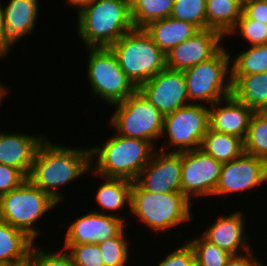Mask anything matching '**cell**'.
Segmentation results:
<instances>
[{
	"mask_svg": "<svg viewBox=\"0 0 267 266\" xmlns=\"http://www.w3.org/2000/svg\"><path fill=\"white\" fill-rule=\"evenodd\" d=\"M90 147H70L54 143L47 137L38 147L27 179L49 194L57 203L63 201L61 189L70 186L91 170ZM61 188V189H60Z\"/></svg>",
	"mask_w": 267,
	"mask_h": 266,
	"instance_id": "cell-1",
	"label": "cell"
},
{
	"mask_svg": "<svg viewBox=\"0 0 267 266\" xmlns=\"http://www.w3.org/2000/svg\"><path fill=\"white\" fill-rule=\"evenodd\" d=\"M113 134L104 144L90 147V173L134 182L151 161L156 147L149 141Z\"/></svg>",
	"mask_w": 267,
	"mask_h": 266,
	"instance_id": "cell-2",
	"label": "cell"
},
{
	"mask_svg": "<svg viewBox=\"0 0 267 266\" xmlns=\"http://www.w3.org/2000/svg\"><path fill=\"white\" fill-rule=\"evenodd\" d=\"M77 13V38L86 47H110L134 27L130 0H93Z\"/></svg>",
	"mask_w": 267,
	"mask_h": 266,
	"instance_id": "cell-3",
	"label": "cell"
},
{
	"mask_svg": "<svg viewBox=\"0 0 267 266\" xmlns=\"http://www.w3.org/2000/svg\"><path fill=\"white\" fill-rule=\"evenodd\" d=\"M191 204L194 203L182 192L156 194L144 190L136 181L132 184L130 215L155 233L191 222Z\"/></svg>",
	"mask_w": 267,
	"mask_h": 266,
	"instance_id": "cell-4",
	"label": "cell"
},
{
	"mask_svg": "<svg viewBox=\"0 0 267 266\" xmlns=\"http://www.w3.org/2000/svg\"><path fill=\"white\" fill-rule=\"evenodd\" d=\"M110 48L137 89L166 68V55L144 28H133Z\"/></svg>",
	"mask_w": 267,
	"mask_h": 266,
	"instance_id": "cell-5",
	"label": "cell"
},
{
	"mask_svg": "<svg viewBox=\"0 0 267 266\" xmlns=\"http://www.w3.org/2000/svg\"><path fill=\"white\" fill-rule=\"evenodd\" d=\"M228 50L223 46L208 60L183 71L190 104L209 106L232 94L233 56Z\"/></svg>",
	"mask_w": 267,
	"mask_h": 266,
	"instance_id": "cell-6",
	"label": "cell"
},
{
	"mask_svg": "<svg viewBox=\"0 0 267 266\" xmlns=\"http://www.w3.org/2000/svg\"><path fill=\"white\" fill-rule=\"evenodd\" d=\"M57 204L49 194L27 179L18 188L0 197V220L22 230L37 241L42 232L35 223L58 206Z\"/></svg>",
	"mask_w": 267,
	"mask_h": 266,
	"instance_id": "cell-7",
	"label": "cell"
},
{
	"mask_svg": "<svg viewBox=\"0 0 267 266\" xmlns=\"http://www.w3.org/2000/svg\"><path fill=\"white\" fill-rule=\"evenodd\" d=\"M88 52L87 79L91 93L113 105L124 101L137 88L121 69L118 59L110 47H85Z\"/></svg>",
	"mask_w": 267,
	"mask_h": 266,
	"instance_id": "cell-8",
	"label": "cell"
},
{
	"mask_svg": "<svg viewBox=\"0 0 267 266\" xmlns=\"http://www.w3.org/2000/svg\"><path fill=\"white\" fill-rule=\"evenodd\" d=\"M110 125L117 134L154 143L161 139L164 115L137 89L122 102L111 105Z\"/></svg>",
	"mask_w": 267,
	"mask_h": 266,
	"instance_id": "cell-9",
	"label": "cell"
},
{
	"mask_svg": "<svg viewBox=\"0 0 267 266\" xmlns=\"http://www.w3.org/2000/svg\"><path fill=\"white\" fill-rule=\"evenodd\" d=\"M209 127L208 106L191 103L180 107L164 116L161 138L164 135L167 138L163 141L166 146L162 143L159 150L167 151L168 148V152H184L198 149Z\"/></svg>",
	"mask_w": 267,
	"mask_h": 266,
	"instance_id": "cell-10",
	"label": "cell"
},
{
	"mask_svg": "<svg viewBox=\"0 0 267 266\" xmlns=\"http://www.w3.org/2000/svg\"><path fill=\"white\" fill-rule=\"evenodd\" d=\"M222 163L200 148L182 152L181 192L191 198L214 197Z\"/></svg>",
	"mask_w": 267,
	"mask_h": 266,
	"instance_id": "cell-11",
	"label": "cell"
},
{
	"mask_svg": "<svg viewBox=\"0 0 267 266\" xmlns=\"http://www.w3.org/2000/svg\"><path fill=\"white\" fill-rule=\"evenodd\" d=\"M264 184H267V162L244 153L233 161L222 163L214 196L224 198L233 193L250 192Z\"/></svg>",
	"mask_w": 267,
	"mask_h": 266,
	"instance_id": "cell-12",
	"label": "cell"
},
{
	"mask_svg": "<svg viewBox=\"0 0 267 266\" xmlns=\"http://www.w3.org/2000/svg\"><path fill=\"white\" fill-rule=\"evenodd\" d=\"M138 90L164 116L190 104L183 71L165 68Z\"/></svg>",
	"mask_w": 267,
	"mask_h": 266,
	"instance_id": "cell-13",
	"label": "cell"
},
{
	"mask_svg": "<svg viewBox=\"0 0 267 266\" xmlns=\"http://www.w3.org/2000/svg\"><path fill=\"white\" fill-rule=\"evenodd\" d=\"M182 152L155 150L136 182L156 194L181 192Z\"/></svg>",
	"mask_w": 267,
	"mask_h": 266,
	"instance_id": "cell-14",
	"label": "cell"
},
{
	"mask_svg": "<svg viewBox=\"0 0 267 266\" xmlns=\"http://www.w3.org/2000/svg\"><path fill=\"white\" fill-rule=\"evenodd\" d=\"M77 217L69 223L64 245L97 244L117 236L128 226L127 224H130L124 220L125 217H115L96 211Z\"/></svg>",
	"mask_w": 267,
	"mask_h": 266,
	"instance_id": "cell-15",
	"label": "cell"
},
{
	"mask_svg": "<svg viewBox=\"0 0 267 266\" xmlns=\"http://www.w3.org/2000/svg\"><path fill=\"white\" fill-rule=\"evenodd\" d=\"M223 38L225 37L215 30H199L166 54V68L184 71L208 60L224 46Z\"/></svg>",
	"mask_w": 267,
	"mask_h": 266,
	"instance_id": "cell-16",
	"label": "cell"
},
{
	"mask_svg": "<svg viewBox=\"0 0 267 266\" xmlns=\"http://www.w3.org/2000/svg\"><path fill=\"white\" fill-rule=\"evenodd\" d=\"M245 213L233 211L226 216H220L216 222L201 235L210 243L217 245L219 248L227 251L231 255H240L252 249L250 246L251 237L245 234L246 225ZM245 230V231H244ZM248 237V238H247ZM242 251V252H241Z\"/></svg>",
	"mask_w": 267,
	"mask_h": 266,
	"instance_id": "cell-17",
	"label": "cell"
},
{
	"mask_svg": "<svg viewBox=\"0 0 267 266\" xmlns=\"http://www.w3.org/2000/svg\"><path fill=\"white\" fill-rule=\"evenodd\" d=\"M45 138L42 135L0 131V163L18 169L27 178L36 151Z\"/></svg>",
	"mask_w": 267,
	"mask_h": 266,
	"instance_id": "cell-18",
	"label": "cell"
},
{
	"mask_svg": "<svg viewBox=\"0 0 267 266\" xmlns=\"http://www.w3.org/2000/svg\"><path fill=\"white\" fill-rule=\"evenodd\" d=\"M253 113L231 94L209 106L210 128L245 140Z\"/></svg>",
	"mask_w": 267,
	"mask_h": 266,
	"instance_id": "cell-19",
	"label": "cell"
},
{
	"mask_svg": "<svg viewBox=\"0 0 267 266\" xmlns=\"http://www.w3.org/2000/svg\"><path fill=\"white\" fill-rule=\"evenodd\" d=\"M39 0H9L3 4L6 38L15 46L23 37L35 31L39 12Z\"/></svg>",
	"mask_w": 267,
	"mask_h": 266,
	"instance_id": "cell-20",
	"label": "cell"
},
{
	"mask_svg": "<svg viewBox=\"0 0 267 266\" xmlns=\"http://www.w3.org/2000/svg\"><path fill=\"white\" fill-rule=\"evenodd\" d=\"M144 30L165 55L199 31L192 23L171 16L150 22L144 27Z\"/></svg>",
	"mask_w": 267,
	"mask_h": 266,
	"instance_id": "cell-21",
	"label": "cell"
},
{
	"mask_svg": "<svg viewBox=\"0 0 267 266\" xmlns=\"http://www.w3.org/2000/svg\"><path fill=\"white\" fill-rule=\"evenodd\" d=\"M103 179L102 184L98 186L94 201L100 206V211L93 209L101 214H108L119 217V211L129 208L131 211V190L133 182L123 178H106L99 176ZM105 181V182H104ZM102 209H105L101 211ZM119 210V211H118ZM108 211V212H107ZM118 211V213L116 212ZM110 212V213H109Z\"/></svg>",
	"mask_w": 267,
	"mask_h": 266,
	"instance_id": "cell-22",
	"label": "cell"
},
{
	"mask_svg": "<svg viewBox=\"0 0 267 266\" xmlns=\"http://www.w3.org/2000/svg\"><path fill=\"white\" fill-rule=\"evenodd\" d=\"M232 95L251 108L263 112L267 108V72L231 75Z\"/></svg>",
	"mask_w": 267,
	"mask_h": 266,
	"instance_id": "cell-23",
	"label": "cell"
},
{
	"mask_svg": "<svg viewBox=\"0 0 267 266\" xmlns=\"http://www.w3.org/2000/svg\"><path fill=\"white\" fill-rule=\"evenodd\" d=\"M243 7L234 0H206V29L224 37L236 27Z\"/></svg>",
	"mask_w": 267,
	"mask_h": 266,
	"instance_id": "cell-24",
	"label": "cell"
},
{
	"mask_svg": "<svg viewBox=\"0 0 267 266\" xmlns=\"http://www.w3.org/2000/svg\"><path fill=\"white\" fill-rule=\"evenodd\" d=\"M200 149L221 163L233 161L245 153L243 139L214 131L210 127L202 139Z\"/></svg>",
	"mask_w": 267,
	"mask_h": 266,
	"instance_id": "cell-25",
	"label": "cell"
},
{
	"mask_svg": "<svg viewBox=\"0 0 267 266\" xmlns=\"http://www.w3.org/2000/svg\"><path fill=\"white\" fill-rule=\"evenodd\" d=\"M34 243L25 232L0 220V263L5 265L25 258Z\"/></svg>",
	"mask_w": 267,
	"mask_h": 266,
	"instance_id": "cell-26",
	"label": "cell"
},
{
	"mask_svg": "<svg viewBox=\"0 0 267 266\" xmlns=\"http://www.w3.org/2000/svg\"><path fill=\"white\" fill-rule=\"evenodd\" d=\"M174 0H130V15L134 28H144L150 22L170 17Z\"/></svg>",
	"mask_w": 267,
	"mask_h": 266,
	"instance_id": "cell-27",
	"label": "cell"
},
{
	"mask_svg": "<svg viewBox=\"0 0 267 266\" xmlns=\"http://www.w3.org/2000/svg\"><path fill=\"white\" fill-rule=\"evenodd\" d=\"M231 75L267 72V44L250 46L233 57Z\"/></svg>",
	"mask_w": 267,
	"mask_h": 266,
	"instance_id": "cell-28",
	"label": "cell"
},
{
	"mask_svg": "<svg viewBox=\"0 0 267 266\" xmlns=\"http://www.w3.org/2000/svg\"><path fill=\"white\" fill-rule=\"evenodd\" d=\"M244 151L267 162V116L264 112H254L251 116Z\"/></svg>",
	"mask_w": 267,
	"mask_h": 266,
	"instance_id": "cell-29",
	"label": "cell"
},
{
	"mask_svg": "<svg viewBox=\"0 0 267 266\" xmlns=\"http://www.w3.org/2000/svg\"><path fill=\"white\" fill-rule=\"evenodd\" d=\"M124 228L117 236L99 242L98 247L102 254L104 266H126L131 257L129 242L126 240Z\"/></svg>",
	"mask_w": 267,
	"mask_h": 266,
	"instance_id": "cell-30",
	"label": "cell"
},
{
	"mask_svg": "<svg viewBox=\"0 0 267 266\" xmlns=\"http://www.w3.org/2000/svg\"><path fill=\"white\" fill-rule=\"evenodd\" d=\"M188 243L193 249L196 266H225L231 257V254L210 243L202 235H195Z\"/></svg>",
	"mask_w": 267,
	"mask_h": 266,
	"instance_id": "cell-31",
	"label": "cell"
},
{
	"mask_svg": "<svg viewBox=\"0 0 267 266\" xmlns=\"http://www.w3.org/2000/svg\"><path fill=\"white\" fill-rule=\"evenodd\" d=\"M170 16L206 29V0H174Z\"/></svg>",
	"mask_w": 267,
	"mask_h": 266,
	"instance_id": "cell-32",
	"label": "cell"
},
{
	"mask_svg": "<svg viewBox=\"0 0 267 266\" xmlns=\"http://www.w3.org/2000/svg\"><path fill=\"white\" fill-rule=\"evenodd\" d=\"M234 34H239L250 46L267 44V24L250 19L243 12L229 37Z\"/></svg>",
	"mask_w": 267,
	"mask_h": 266,
	"instance_id": "cell-33",
	"label": "cell"
},
{
	"mask_svg": "<svg viewBox=\"0 0 267 266\" xmlns=\"http://www.w3.org/2000/svg\"><path fill=\"white\" fill-rule=\"evenodd\" d=\"M75 266H104L98 244L64 245Z\"/></svg>",
	"mask_w": 267,
	"mask_h": 266,
	"instance_id": "cell-34",
	"label": "cell"
},
{
	"mask_svg": "<svg viewBox=\"0 0 267 266\" xmlns=\"http://www.w3.org/2000/svg\"><path fill=\"white\" fill-rule=\"evenodd\" d=\"M34 243L31 253L35 261V266H75L73 260L65 248L59 251L44 250Z\"/></svg>",
	"mask_w": 267,
	"mask_h": 266,
	"instance_id": "cell-35",
	"label": "cell"
},
{
	"mask_svg": "<svg viewBox=\"0 0 267 266\" xmlns=\"http://www.w3.org/2000/svg\"><path fill=\"white\" fill-rule=\"evenodd\" d=\"M155 266H196L195 255L188 242L166 254Z\"/></svg>",
	"mask_w": 267,
	"mask_h": 266,
	"instance_id": "cell-36",
	"label": "cell"
},
{
	"mask_svg": "<svg viewBox=\"0 0 267 266\" xmlns=\"http://www.w3.org/2000/svg\"><path fill=\"white\" fill-rule=\"evenodd\" d=\"M26 180L18 169L0 163V197L18 188Z\"/></svg>",
	"mask_w": 267,
	"mask_h": 266,
	"instance_id": "cell-37",
	"label": "cell"
},
{
	"mask_svg": "<svg viewBox=\"0 0 267 266\" xmlns=\"http://www.w3.org/2000/svg\"><path fill=\"white\" fill-rule=\"evenodd\" d=\"M242 12L250 19L267 24V0H246Z\"/></svg>",
	"mask_w": 267,
	"mask_h": 266,
	"instance_id": "cell-38",
	"label": "cell"
},
{
	"mask_svg": "<svg viewBox=\"0 0 267 266\" xmlns=\"http://www.w3.org/2000/svg\"><path fill=\"white\" fill-rule=\"evenodd\" d=\"M253 253L255 252L251 249L240 255H231L225 266H266V264Z\"/></svg>",
	"mask_w": 267,
	"mask_h": 266,
	"instance_id": "cell-39",
	"label": "cell"
},
{
	"mask_svg": "<svg viewBox=\"0 0 267 266\" xmlns=\"http://www.w3.org/2000/svg\"><path fill=\"white\" fill-rule=\"evenodd\" d=\"M3 4L0 2V60L5 58L13 48V44L5 36ZM12 47V48H11Z\"/></svg>",
	"mask_w": 267,
	"mask_h": 266,
	"instance_id": "cell-40",
	"label": "cell"
},
{
	"mask_svg": "<svg viewBox=\"0 0 267 266\" xmlns=\"http://www.w3.org/2000/svg\"><path fill=\"white\" fill-rule=\"evenodd\" d=\"M4 266H35V261L32 256V253H30L25 258L18 260V261H14V262H9L5 264Z\"/></svg>",
	"mask_w": 267,
	"mask_h": 266,
	"instance_id": "cell-41",
	"label": "cell"
},
{
	"mask_svg": "<svg viewBox=\"0 0 267 266\" xmlns=\"http://www.w3.org/2000/svg\"><path fill=\"white\" fill-rule=\"evenodd\" d=\"M91 1L93 0H66L69 5H72L75 9L77 8L78 11L85 5L89 4Z\"/></svg>",
	"mask_w": 267,
	"mask_h": 266,
	"instance_id": "cell-42",
	"label": "cell"
},
{
	"mask_svg": "<svg viewBox=\"0 0 267 266\" xmlns=\"http://www.w3.org/2000/svg\"><path fill=\"white\" fill-rule=\"evenodd\" d=\"M6 85H3L2 81L0 82V105L2 104L3 99L6 97V95L9 93L8 89L9 87H5Z\"/></svg>",
	"mask_w": 267,
	"mask_h": 266,
	"instance_id": "cell-43",
	"label": "cell"
},
{
	"mask_svg": "<svg viewBox=\"0 0 267 266\" xmlns=\"http://www.w3.org/2000/svg\"><path fill=\"white\" fill-rule=\"evenodd\" d=\"M234 1L238 2L242 7L244 3L246 2V0H234Z\"/></svg>",
	"mask_w": 267,
	"mask_h": 266,
	"instance_id": "cell-44",
	"label": "cell"
},
{
	"mask_svg": "<svg viewBox=\"0 0 267 266\" xmlns=\"http://www.w3.org/2000/svg\"><path fill=\"white\" fill-rule=\"evenodd\" d=\"M265 114H266V116H267V108L263 111Z\"/></svg>",
	"mask_w": 267,
	"mask_h": 266,
	"instance_id": "cell-45",
	"label": "cell"
}]
</instances>
